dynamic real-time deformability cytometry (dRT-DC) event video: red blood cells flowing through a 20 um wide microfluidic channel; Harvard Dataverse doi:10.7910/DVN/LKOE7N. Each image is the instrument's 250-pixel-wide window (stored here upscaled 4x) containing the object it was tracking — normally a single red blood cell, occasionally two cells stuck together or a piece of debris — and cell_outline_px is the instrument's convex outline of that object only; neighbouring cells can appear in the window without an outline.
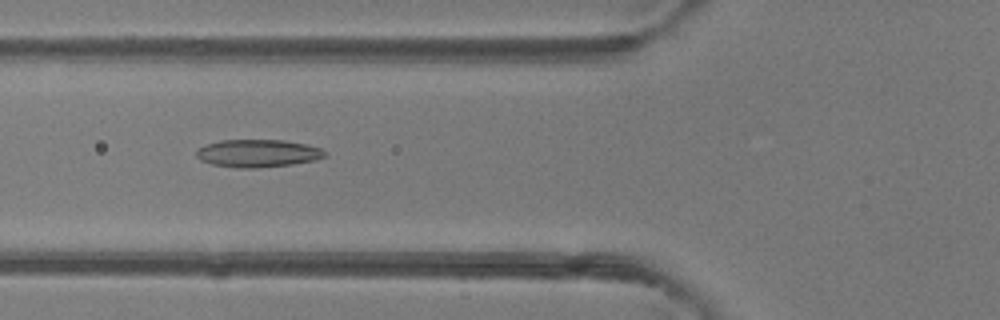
{"species": "common noctule bat (a hibernating species)", "species_latin": "Nyctalus noctula", "temperature_condition": "room temperature", "stored_images_in_passage": 40, "camera_frame_rate_fps": 3000, "um_per_image_px": 0.085, "animal": {"sex": "female"}, "frame": {"image": 1, "passage_image": 10, "time_ms": 3.0, "image_size_px": [1000, 320], "cell_outline_px": [[324, 156], [316, 160], [292, 164], [256, 168], [236, 168], [212, 164], [200, 160], [196, 156], [196, 152], [204, 144], [220, 140], [284, 140], [304, 144], [320, 148], [324, 152]], "centroid_in_image_um": [21.86, 13.03], "position_along_channel_um": 103.9, "area_um2": 20.63}}
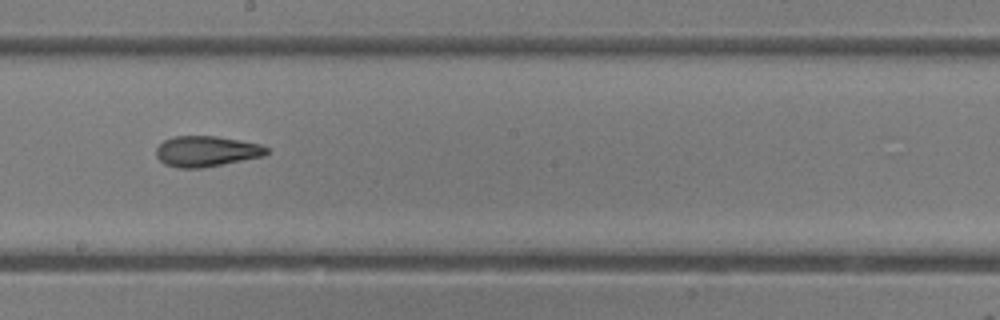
{"frame": {"image": 2, "passage_image": 19, "time_ms": 6.0, "image_size_px": [1000, 320], "cell_outline_px": [[268, 152], [264, 156], [200, 168], [176, 168], [164, 164], [156, 156], [156, 148], [164, 140], [176, 136], [216, 136], [260, 144], [268, 148]], "centroid_in_image_um": [17.52, 12.86], "position_along_channel_um": 230.7, "area_um2": 19.59}}
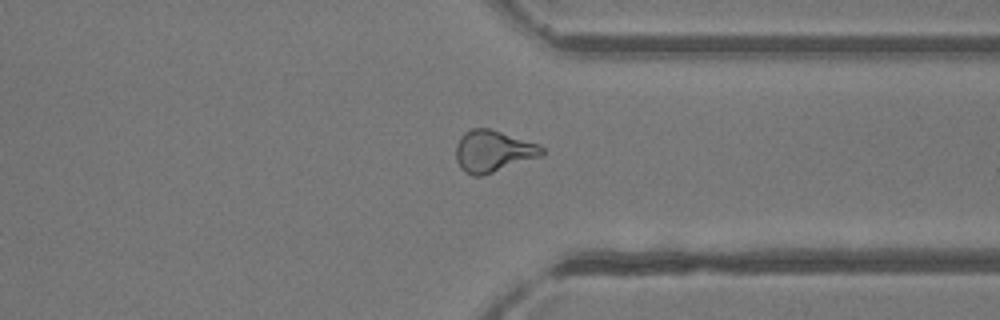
{"frame": {"image": 3, "passage_image": 29, "time_ms": 9.333, "image_size_px": [1000, 320], "cell_outline_px": [[544, 152], [540, 156], [480, 176], [472, 176], [464, 172], [460, 168], [456, 160], [456, 144], [460, 136], [464, 132], [472, 128], [488, 128], [540, 144], [544, 148]], "centroid_in_image_um": [41.87, 12.84], "position_along_channel_um": 369.5, "area_um2": 20.75}, "authors_computed_cell_mechanics": {"area_um2": 20.3167, "velocity_mm_per_s": 4.2022, "shape_relaxation_time_tau1_ms": null, "shape_relaxation_time_tau2_ms": 1.3804, "deformation_change_tau1": null, "deformation_change_tau2": 0.0945}}